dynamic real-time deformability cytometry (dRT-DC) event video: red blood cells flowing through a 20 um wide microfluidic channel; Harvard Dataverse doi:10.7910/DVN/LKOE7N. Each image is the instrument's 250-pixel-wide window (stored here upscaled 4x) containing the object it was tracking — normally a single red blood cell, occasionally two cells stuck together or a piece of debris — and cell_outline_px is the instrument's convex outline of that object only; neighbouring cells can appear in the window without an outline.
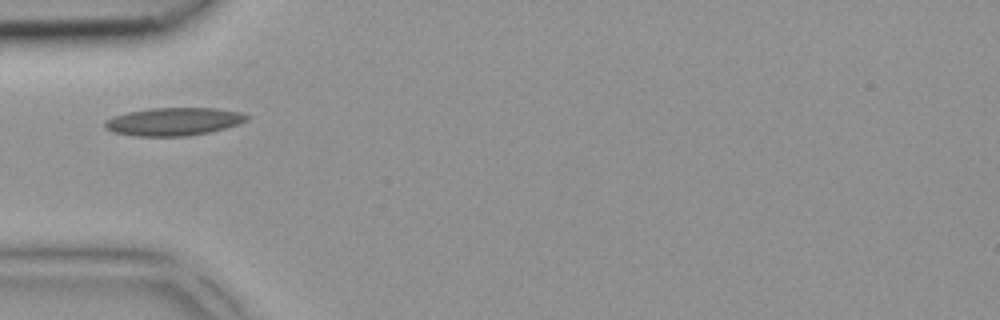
{"species": "common noctule bat (a hibernating species)", "species_latin": "Nyctalus noctula", "temperature_condition": "room temperature", "stored_images_in_passage": 1, "camera_frame_rate_fps": 3000, "um_per_image_px": 0.085, "animal": {"sex": "female", "body_mass_g": 18.4}, "frame": {"image": 1, "passage_image": 1, "time_ms": 0.0, "image_size_px": [1000, 320], "cell_outline_px": [[248, 120], [240, 124], [212, 132], [188, 136], [136, 136], [112, 132], [104, 128], [104, 124], [108, 120], [116, 116], [128, 112], [148, 108], [216, 108], [240, 112], [248, 116]], "centroid_in_image_um": [14.8, 10.34], "position_along_channel_um": 70.2, "area_um2": 23.18}}